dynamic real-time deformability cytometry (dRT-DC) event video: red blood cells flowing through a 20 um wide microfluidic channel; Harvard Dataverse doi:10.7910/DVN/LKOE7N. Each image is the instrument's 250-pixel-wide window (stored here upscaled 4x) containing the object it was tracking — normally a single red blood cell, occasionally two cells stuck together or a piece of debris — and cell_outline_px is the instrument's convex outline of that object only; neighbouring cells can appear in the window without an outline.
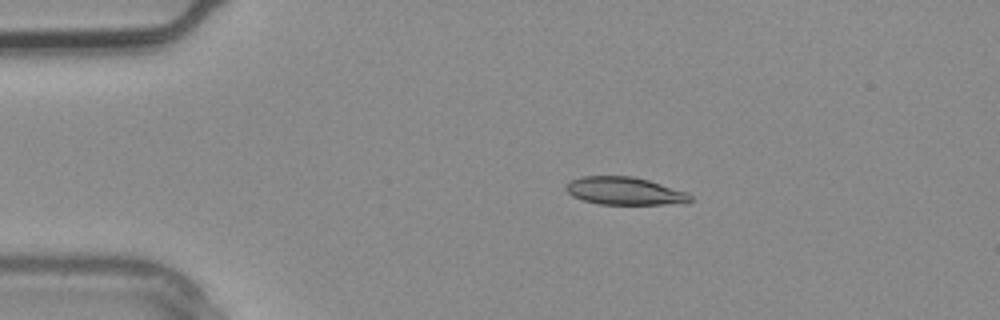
{"species": "common noctule bat (a hibernating species)", "species_latin": "Nyctalus noctula", "temperature_condition": "warm", "stored_images_in_passage": 2, "camera_frame_rate_fps": 3000, "um_per_image_px": 0.085, "animal": {"sex": "male", "body_mass_g": 20.4}, "frame": {"image": 1, "passage_image": 1, "time_ms": 0.0, "image_size_px": [1000, 320], "cell_outline_px": [[692, 200], [664, 204], [600, 204], [584, 200], [572, 196], [564, 188], [572, 180], [580, 176], [632, 176], [648, 180], [688, 192], [692, 196]], "centroid_in_image_um": [53.06, 16.22], "position_along_channel_um": 31.9, "area_um2": 19.83}}
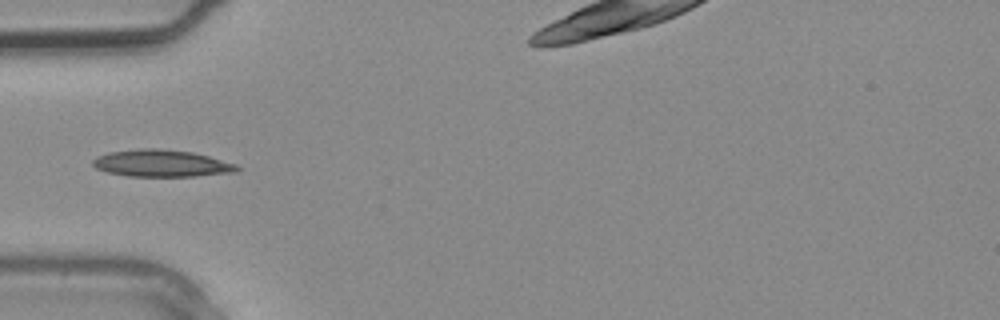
{"frame": {"image": 2, "passage_image": 2, "time_ms": 0.333, "image_size_px": [1000, 320], "cell_outline_px": [[240, 168], [236, 172], [192, 176], [128, 176], [108, 172], [96, 168], [92, 164], [92, 160], [96, 156], [108, 152], [140, 148], [160, 148], [192, 152], [208, 156], [236, 164]], "centroid_in_image_um": [13.7, 13.87], "position_along_channel_um": 71.3, "area_um2": 22.66}}